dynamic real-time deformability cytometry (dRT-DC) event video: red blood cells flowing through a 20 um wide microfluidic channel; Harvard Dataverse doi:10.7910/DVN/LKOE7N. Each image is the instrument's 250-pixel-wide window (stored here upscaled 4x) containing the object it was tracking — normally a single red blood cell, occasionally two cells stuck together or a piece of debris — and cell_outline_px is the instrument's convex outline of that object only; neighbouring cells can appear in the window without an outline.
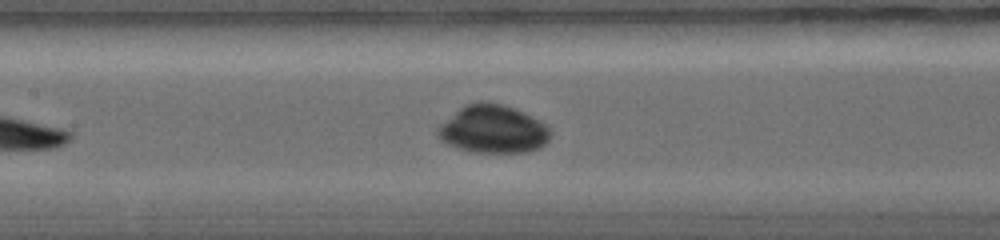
{"species": "common noctule bat (a hibernating species)", "species_latin": "Nyctalus noctula", "temperature_condition": "warm", "stored_images_in_passage": 19, "camera_frame_rate_fps": 5000, "um_per_image_px": 0.085, "animal": {"sex": "female", "body_mass_g": 19.0, "forearm_length_mm": 56.7}, "frame": {"image": 1, "passage_image": 8, "time_ms": 2.8, "image_size_px": [1000, 240], "cell_outline_px": [[552, 136], [540, 148], [528, 152], [472, 152], [456, 148], [440, 140], [436, 132], [436, 128], [440, 124], [464, 104], [480, 100], [484, 100], [504, 104], [524, 112], [540, 120], [552, 132]], "centroid_in_image_um": [41.9, 10.97], "position_along_channel_um": 165.5, "area_um2": 31.96}}
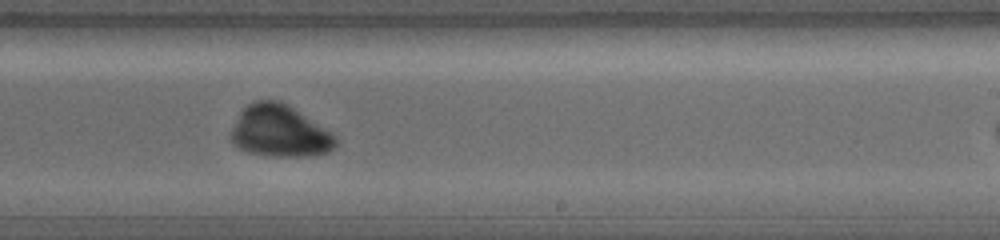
{"frame": {"image": 2, "passage_image": 13, "time_ms": 4.8, "image_size_px": [1000, 240], "cell_outline_px": [[340, 140], [336, 148], [328, 152], [312, 156], [268, 156], [248, 152], [232, 144], [232, 128], [240, 112], [248, 104], [256, 100], [280, 100], [332, 132]], "centroid_in_image_um": [23.82, 11.17], "position_along_channel_um": 265.2, "area_um2": 31.73}}
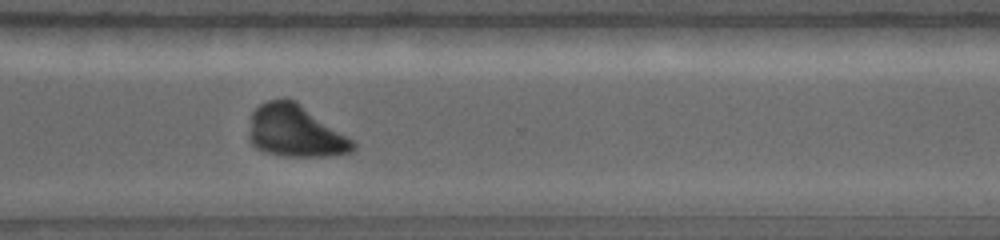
{"frame": {"image": 3, "passage_image": 17, "time_ms": 6.4, "image_size_px": [1000, 240], "cell_outline_px": [[356, 148], [352, 152], [324, 156], [284, 156], [264, 152], [256, 148], [248, 140], [248, 136], [252, 112], [260, 104], [268, 100], [296, 100], [348, 136], [356, 144]], "centroid_in_image_um": [25.09, 11.16], "position_along_channel_um": 345.5, "area_um2": 31.44}}